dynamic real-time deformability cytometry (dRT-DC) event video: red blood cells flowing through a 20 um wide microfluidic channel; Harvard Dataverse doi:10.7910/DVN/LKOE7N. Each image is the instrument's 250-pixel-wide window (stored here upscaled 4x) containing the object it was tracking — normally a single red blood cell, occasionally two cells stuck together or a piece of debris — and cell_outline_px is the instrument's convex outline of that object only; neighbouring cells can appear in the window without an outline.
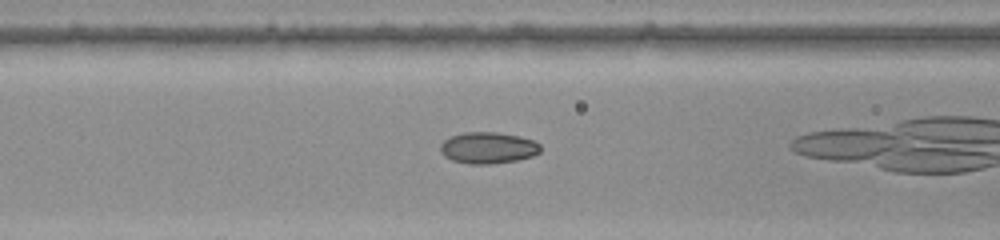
{"species": "common noctule bat (a hibernating species)", "species_latin": "Nyctalus noctula", "temperature_condition": "warm", "stored_images_in_passage": 38, "camera_frame_rate_fps": 3000, "um_per_image_px": 0.085, "animal": {"sex": "female", "body_mass_g": 22.0, "forearm_length_mm": 56.7}, "frame": {"image": 1, "passage_image": 17, "time_ms": 5.333, "image_size_px": [1000, 240], "cell_outline_px": [[540, 152], [532, 156], [516, 160], [492, 164], [468, 164], [452, 160], [444, 156], [440, 152], [440, 144], [444, 140], [452, 136], [464, 132], [496, 132], [520, 136], [532, 140], [540, 144]], "centroid_in_image_um": [41.47, 12.57], "position_along_channel_um": 125.1, "area_um2": 18.38}}